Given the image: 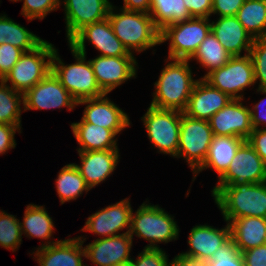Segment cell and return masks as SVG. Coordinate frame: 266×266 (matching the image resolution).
<instances>
[{
  "label": "cell",
  "mask_w": 266,
  "mask_h": 266,
  "mask_svg": "<svg viewBox=\"0 0 266 266\" xmlns=\"http://www.w3.org/2000/svg\"><path fill=\"white\" fill-rule=\"evenodd\" d=\"M189 60L173 59L165 65L155 82V92L150 106L184 112L191 92L198 80L192 78Z\"/></svg>",
  "instance_id": "cell-1"
},
{
  "label": "cell",
  "mask_w": 266,
  "mask_h": 266,
  "mask_svg": "<svg viewBox=\"0 0 266 266\" xmlns=\"http://www.w3.org/2000/svg\"><path fill=\"white\" fill-rule=\"evenodd\" d=\"M213 197L226 222L239 217L266 218V182L225 185Z\"/></svg>",
  "instance_id": "cell-2"
},
{
  "label": "cell",
  "mask_w": 266,
  "mask_h": 266,
  "mask_svg": "<svg viewBox=\"0 0 266 266\" xmlns=\"http://www.w3.org/2000/svg\"><path fill=\"white\" fill-rule=\"evenodd\" d=\"M114 9L115 7L112 5L107 18L114 34L130 53H132V49L141 53L161 44L160 31L149 14L122 8L120 13H114Z\"/></svg>",
  "instance_id": "cell-3"
},
{
  "label": "cell",
  "mask_w": 266,
  "mask_h": 266,
  "mask_svg": "<svg viewBox=\"0 0 266 266\" xmlns=\"http://www.w3.org/2000/svg\"><path fill=\"white\" fill-rule=\"evenodd\" d=\"M70 49L76 62L69 65H65L61 61L57 50L54 49L52 56L53 74L77 102L105 95L97 83L90 61H85V55L76 52L71 47Z\"/></svg>",
  "instance_id": "cell-4"
},
{
  "label": "cell",
  "mask_w": 266,
  "mask_h": 266,
  "mask_svg": "<svg viewBox=\"0 0 266 266\" xmlns=\"http://www.w3.org/2000/svg\"><path fill=\"white\" fill-rule=\"evenodd\" d=\"M134 234L150 242L145 248H160L156 243H168L178 238L179 228L174 217L158 205L143 203L134 214L131 213L129 235Z\"/></svg>",
  "instance_id": "cell-5"
},
{
  "label": "cell",
  "mask_w": 266,
  "mask_h": 266,
  "mask_svg": "<svg viewBox=\"0 0 266 266\" xmlns=\"http://www.w3.org/2000/svg\"><path fill=\"white\" fill-rule=\"evenodd\" d=\"M54 49L51 43L44 40L35 49L24 52L2 81L11 82L13 90L25 94L52 71Z\"/></svg>",
  "instance_id": "cell-6"
},
{
  "label": "cell",
  "mask_w": 266,
  "mask_h": 266,
  "mask_svg": "<svg viewBox=\"0 0 266 266\" xmlns=\"http://www.w3.org/2000/svg\"><path fill=\"white\" fill-rule=\"evenodd\" d=\"M209 20V18L192 17L189 20L166 26L161 30L160 43L170 41L167 60H190L211 31Z\"/></svg>",
  "instance_id": "cell-7"
},
{
  "label": "cell",
  "mask_w": 266,
  "mask_h": 266,
  "mask_svg": "<svg viewBox=\"0 0 266 266\" xmlns=\"http://www.w3.org/2000/svg\"><path fill=\"white\" fill-rule=\"evenodd\" d=\"M213 137L209 121L192 118L181 112L177 158L186 159L194 173L204 163Z\"/></svg>",
  "instance_id": "cell-8"
},
{
  "label": "cell",
  "mask_w": 266,
  "mask_h": 266,
  "mask_svg": "<svg viewBox=\"0 0 266 266\" xmlns=\"http://www.w3.org/2000/svg\"><path fill=\"white\" fill-rule=\"evenodd\" d=\"M142 121L153 146L158 148L160 153L177 158L181 112L149 106Z\"/></svg>",
  "instance_id": "cell-9"
},
{
  "label": "cell",
  "mask_w": 266,
  "mask_h": 266,
  "mask_svg": "<svg viewBox=\"0 0 266 266\" xmlns=\"http://www.w3.org/2000/svg\"><path fill=\"white\" fill-rule=\"evenodd\" d=\"M202 78L232 99H243V94L239 92L256 84L253 63L246 53L243 56H232L226 65L214 69Z\"/></svg>",
  "instance_id": "cell-10"
},
{
  "label": "cell",
  "mask_w": 266,
  "mask_h": 266,
  "mask_svg": "<svg viewBox=\"0 0 266 266\" xmlns=\"http://www.w3.org/2000/svg\"><path fill=\"white\" fill-rule=\"evenodd\" d=\"M218 179L219 182L212 190L213 196L225 185L266 182V163L245 140L238 148L229 168Z\"/></svg>",
  "instance_id": "cell-11"
},
{
  "label": "cell",
  "mask_w": 266,
  "mask_h": 266,
  "mask_svg": "<svg viewBox=\"0 0 266 266\" xmlns=\"http://www.w3.org/2000/svg\"><path fill=\"white\" fill-rule=\"evenodd\" d=\"M86 40L100 51L99 56H134L114 34L108 18L86 25L68 43L76 52L86 56Z\"/></svg>",
  "instance_id": "cell-12"
},
{
  "label": "cell",
  "mask_w": 266,
  "mask_h": 266,
  "mask_svg": "<svg viewBox=\"0 0 266 266\" xmlns=\"http://www.w3.org/2000/svg\"><path fill=\"white\" fill-rule=\"evenodd\" d=\"M23 106L24 111L62 107H67L71 111L77 106V101L51 71L24 94Z\"/></svg>",
  "instance_id": "cell-13"
},
{
  "label": "cell",
  "mask_w": 266,
  "mask_h": 266,
  "mask_svg": "<svg viewBox=\"0 0 266 266\" xmlns=\"http://www.w3.org/2000/svg\"><path fill=\"white\" fill-rule=\"evenodd\" d=\"M243 99H232L208 121L214 136H234L244 140L253 131L250 108L242 104Z\"/></svg>",
  "instance_id": "cell-14"
},
{
  "label": "cell",
  "mask_w": 266,
  "mask_h": 266,
  "mask_svg": "<svg viewBox=\"0 0 266 266\" xmlns=\"http://www.w3.org/2000/svg\"><path fill=\"white\" fill-rule=\"evenodd\" d=\"M132 237L129 232L98 238L84 247L85 258L96 266H129Z\"/></svg>",
  "instance_id": "cell-15"
},
{
  "label": "cell",
  "mask_w": 266,
  "mask_h": 266,
  "mask_svg": "<svg viewBox=\"0 0 266 266\" xmlns=\"http://www.w3.org/2000/svg\"><path fill=\"white\" fill-rule=\"evenodd\" d=\"M89 61L105 94L136 76L137 61L134 56H98Z\"/></svg>",
  "instance_id": "cell-16"
},
{
  "label": "cell",
  "mask_w": 266,
  "mask_h": 266,
  "mask_svg": "<svg viewBox=\"0 0 266 266\" xmlns=\"http://www.w3.org/2000/svg\"><path fill=\"white\" fill-rule=\"evenodd\" d=\"M131 213V204L125 198L89 216L81 231H89L103 236L101 238L120 235L119 232L124 228H127V232H129Z\"/></svg>",
  "instance_id": "cell-17"
},
{
  "label": "cell",
  "mask_w": 266,
  "mask_h": 266,
  "mask_svg": "<svg viewBox=\"0 0 266 266\" xmlns=\"http://www.w3.org/2000/svg\"><path fill=\"white\" fill-rule=\"evenodd\" d=\"M111 6L109 0H64L67 40L86 25L106 19Z\"/></svg>",
  "instance_id": "cell-18"
},
{
  "label": "cell",
  "mask_w": 266,
  "mask_h": 266,
  "mask_svg": "<svg viewBox=\"0 0 266 266\" xmlns=\"http://www.w3.org/2000/svg\"><path fill=\"white\" fill-rule=\"evenodd\" d=\"M107 94L98 98L85 99L77 102L87 104L82 119L85 122L99 125L105 129L112 130L116 135L130 125L128 115L110 101Z\"/></svg>",
  "instance_id": "cell-19"
},
{
  "label": "cell",
  "mask_w": 266,
  "mask_h": 266,
  "mask_svg": "<svg viewBox=\"0 0 266 266\" xmlns=\"http://www.w3.org/2000/svg\"><path fill=\"white\" fill-rule=\"evenodd\" d=\"M232 98L217 88L212 87L203 78L199 79L189 97L184 113L192 118L209 120Z\"/></svg>",
  "instance_id": "cell-20"
},
{
  "label": "cell",
  "mask_w": 266,
  "mask_h": 266,
  "mask_svg": "<svg viewBox=\"0 0 266 266\" xmlns=\"http://www.w3.org/2000/svg\"><path fill=\"white\" fill-rule=\"evenodd\" d=\"M81 165L75 164L86 184L92 189L106 180L119 162V150L78 151Z\"/></svg>",
  "instance_id": "cell-21"
},
{
  "label": "cell",
  "mask_w": 266,
  "mask_h": 266,
  "mask_svg": "<svg viewBox=\"0 0 266 266\" xmlns=\"http://www.w3.org/2000/svg\"><path fill=\"white\" fill-rule=\"evenodd\" d=\"M81 236L60 240L49 246L38 247L34 253L40 266H85L82 257L85 241Z\"/></svg>",
  "instance_id": "cell-22"
},
{
  "label": "cell",
  "mask_w": 266,
  "mask_h": 266,
  "mask_svg": "<svg viewBox=\"0 0 266 266\" xmlns=\"http://www.w3.org/2000/svg\"><path fill=\"white\" fill-rule=\"evenodd\" d=\"M190 250L181 254L208 261L213 254L224 245L230 237V227L227 225L223 229H216L209 225L194 226L188 237Z\"/></svg>",
  "instance_id": "cell-23"
},
{
  "label": "cell",
  "mask_w": 266,
  "mask_h": 266,
  "mask_svg": "<svg viewBox=\"0 0 266 266\" xmlns=\"http://www.w3.org/2000/svg\"><path fill=\"white\" fill-rule=\"evenodd\" d=\"M211 31L232 56H241L242 50L249 54L253 37L236 16H223L219 17L216 22L212 21Z\"/></svg>",
  "instance_id": "cell-24"
},
{
  "label": "cell",
  "mask_w": 266,
  "mask_h": 266,
  "mask_svg": "<svg viewBox=\"0 0 266 266\" xmlns=\"http://www.w3.org/2000/svg\"><path fill=\"white\" fill-rule=\"evenodd\" d=\"M228 224L230 237L241 252L266 244V218L239 217Z\"/></svg>",
  "instance_id": "cell-25"
},
{
  "label": "cell",
  "mask_w": 266,
  "mask_h": 266,
  "mask_svg": "<svg viewBox=\"0 0 266 266\" xmlns=\"http://www.w3.org/2000/svg\"><path fill=\"white\" fill-rule=\"evenodd\" d=\"M245 140L234 136H214L204 163L193 173L194 178L200 171L213 168L220 178L229 168L238 148Z\"/></svg>",
  "instance_id": "cell-26"
},
{
  "label": "cell",
  "mask_w": 266,
  "mask_h": 266,
  "mask_svg": "<svg viewBox=\"0 0 266 266\" xmlns=\"http://www.w3.org/2000/svg\"><path fill=\"white\" fill-rule=\"evenodd\" d=\"M71 129L81 146L77 151L118 149L116 134L110 129L85 122L83 119L80 122L72 123Z\"/></svg>",
  "instance_id": "cell-27"
},
{
  "label": "cell",
  "mask_w": 266,
  "mask_h": 266,
  "mask_svg": "<svg viewBox=\"0 0 266 266\" xmlns=\"http://www.w3.org/2000/svg\"><path fill=\"white\" fill-rule=\"evenodd\" d=\"M21 232L22 234L25 233L29 238L33 237L47 240L41 247L49 246L60 241H48L52 236V232H54V223L45 207L36 204L27 205L23 222L21 223Z\"/></svg>",
  "instance_id": "cell-28"
},
{
  "label": "cell",
  "mask_w": 266,
  "mask_h": 266,
  "mask_svg": "<svg viewBox=\"0 0 266 266\" xmlns=\"http://www.w3.org/2000/svg\"><path fill=\"white\" fill-rule=\"evenodd\" d=\"M149 15L159 31L192 18L183 0H150Z\"/></svg>",
  "instance_id": "cell-29"
},
{
  "label": "cell",
  "mask_w": 266,
  "mask_h": 266,
  "mask_svg": "<svg viewBox=\"0 0 266 266\" xmlns=\"http://www.w3.org/2000/svg\"><path fill=\"white\" fill-rule=\"evenodd\" d=\"M43 41L5 14L0 16V44H12L27 52L38 47Z\"/></svg>",
  "instance_id": "cell-30"
},
{
  "label": "cell",
  "mask_w": 266,
  "mask_h": 266,
  "mask_svg": "<svg viewBox=\"0 0 266 266\" xmlns=\"http://www.w3.org/2000/svg\"><path fill=\"white\" fill-rule=\"evenodd\" d=\"M55 182L61 204L75 200L84 191L88 192L91 190L74 163L62 167Z\"/></svg>",
  "instance_id": "cell-31"
},
{
  "label": "cell",
  "mask_w": 266,
  "mask_h": 266,
  "mask_svg": "<svg viewBox=\"0 0 266 266\" xmlns=\"http://www.w3.org/2000/svg\"><path fill=\"white\" fill-rule=\"evenodd\" d=\"M231 57L232 55L225 50L214 33L210 31L190 60L196 59L202 67L209 70L208 74L214 69L226 65Z\"/></svg>",
  "instance_id": "cell-32"
},
{
  "label": "cell",
  "mask_w": 266,
  "mask_h": 266,
  "mask_svg": "<svg viewBox=\"0 0 266 266\" xmlns=\"http://www.w3.org/2000/svg\"><path fill=\"white\" fill-rule=\"evenodd\" d=\"M236 17L253 38L266 34V0H246Z\"/></svg>",
  "instance_id": "cell-33"
},
{
  "label": "cell",
  "mask_w": 266,
  "mask_h": 266,
  "mask_svg": "<svg viewBox=\"0 0 266 266\" xmlns=\"http://www.w3.org/2000/svg\"><path fill=\"white\" fill-rule=\"evenodd\" d=\"M21 103L24 104V94L0 80V124H10L21 129Z\"/></svg>",
  "instance_id": "cell-34"
},
{
  "label": "cell",
  "mask_w": 266,
  "mask_h": 266,
  "mask_svg": "<svg viewBox=\"0 0 266 266\" xmlns=\"http://www.w3.org/2000/svg\"><path fill=\"white\" fill-rule=\"evenodd\" d=\"M21 241V222L14 215L0 211V246L14 252Z\"/></svg>",
  "instance_id": "cell-35"
},
{
  "label": "cell",
  "mask_w": 266,
  "mask_h": 266,
  "mask_svg": "<svg viewBox=\"0 0 266 266\" xmlns=\"http://www.w3.org/2000/svg\"><path fill=\"white\" fill-rule=\"evenodd\" d=\"M253 67L255 82L259 80V89H266V34L253 38L249 51Z\"/></svg>",
  "instance_id": "cell-36"
},
{
  "label": "cell",
  "mask_w": 266,
  "mask_h": 266,
  "mask_svg": "<svg viewBox=\"0 0 266 266\" xmlns=\"http://www.w3.org/2000/svg\"><path fill=\"white\" fill-rule=\"evenodd\" d=\"M208 266H245L241 251L230 238L207 261Z\"/></svg>",
  "instance_id": "cell-37"
},
{
  "label": "cell",
  "mask_w": 266,
  "mask_h": 266,
  "mask_svg": "<svg viewBox=\"0 0 266 266\" xmlns=\"http://www.w3.org/2000/svg\"><path fill=\"white\" fill-rule=\"evenodd\" d=\"M23 1V0H15ZM21 15L25 16L27 20L33 19L42 20L48 13L55 11L60 6V0H24Z\"/></svg>",
  "instance_id": "cell-38"
},
{
  "label": "cell",
  "mask_w": 266,
  "mask_h": 266,
  "mask_svg": "<svg viewBox=\"0 0 266 266\" xmlns=\"http://www.w3.org/2000/svg\"><path fill=\"white\" fill-rule=\"evenodd\" d=\"M24 51L12 44H0V80H3L18 62Z\"/></svg>",
  "instance_id": "cell-39"
},
{
  "label": "cell",
  "mask_w": 266,
  "mask_h": 266,
  "mask_svg": "<svg viewBox=\"0 0 266 266\" xmlns=\"http://www.w3.org/2000/svg\"><path fill=\"white\" fill-rule=\"evenodd\" d=\"M129 266H168V258L160 248H145L139 253L135 261L132 259Z\"/></svg>",
  "instance_id": "cell-40"
},
{
  "label": "cell",
  "mask_w": 266,
  "mask_h": 266,
  "mask_svg": "<svg viewBox=\"0 0 266 266\" xmlns=\"http://www.w3.org/2000/svg\"><path fill=\"white\" fill-rule=\"evenodd\" d=\"M246 0H213L212 14H217L219 17L236 16L239 9Z\"/></svg>",
  "instance_id": "cell-41"
},
{
  "label": "cell",
  "mask_w": 266,
  "mask_h": 266,
  "mask_svg": "<svg viewBox=\"0 0 266 266\" xmlns=\"http://www.w3.org/2000/svg\"><path fill=\"white\" fill-rule=\"evenodd\" d=\"M191 17L209 18L213 0H183Z\"/></svg>",
  "instance_id": "cell-42"
},
{
  "label": "cell",
  "mask_w": 266,
  "mask_h": 266,
  "mask_svg": "<svg viewBox=\"0 0 266 266\" xmlns=\"http://www.w3.org/2000/svg\"><path fill=\"white\" fill-rule=\"evenodd\" d=\"M245 266H266V244L241 252Z\"/></svg>",
  "instance_id": "cell-43"
},
{
  "label": "cell",
  "mask_w": 266,
  "mask_h": 266,
  "mask_svg": "<svg viewBox=\"0 0 266 266\" xmlns=\"http://www.w3.org/2000/svg\"><path fill=\"white\" fill-rule=\"evenodd\" d=\"M18 130L20 131L17 126L0 124V155L16 147L14 136Z\"/></svg>",
  "instance_id": "cell-44"
},
{
  "label": "cell",
  "mask_w": 266,
  "mask_h": 266,
  "mask_svg": "<svg viewBox=\"0 0 266 266\" xmlns=\"http://www.w3.org/2000/svg\"><path fill=\"white\" fill-rule=\"evenodd\" d=\"M247 142L266 163V128L253 129L250 136L247 138Z\"/></svg>",
  "instance_id": "cell-45"
},
{
  "label": "cell",
  "mask_w": 266,
  "mask_h": 266,
  "mask_svg": "<svg viewBox=\"0 0 266 266\" xmlns=\"http://www.w3.org/2000/svg\"><path fill=\"white\" fill-rule=\"evenodd\" d=\"M257 92H261L266 95V89H257ZM265 99H261L257 104H254V106L250 109L251 113V118H252V126L253 129H260V125L263 124V129L264 125H266V102L264 103ZM264 104V107H263ZM260 106H262L264 109V112L260 111ZM262 112V113H261ZM265 113V114H264Z\"/></svg>",
  "instance_id": "cell-46"
},
{
  "label": "cell",
  "mask_w": 266,
  "mask_h": 266,
  "mask_svg": "<svg viewBox=\"0 0 266 266\" xmlns=\"http://www.w3.org/2000/svg\"><path fill=\"white\" fill-rule=\"evenodd\" d=\"M168 266H208L207 261L190 257L184 254H178Z\"/></svg>",
  "instance_id": "cell-47"
},
{
  "label": "cell",
  "mask_w": 266,
  "mask_h": 266,
  "mask_svg": "<svg viewBox=\"0 0 266 266\" xmlns=\"http://www.w3.org/2000/svg\"><path fill=\"white\" fill-rule=\"evenodd\" d=\"M122 9L128 11L144 12L149 14L150 0H123Z\"/></svg>",
  "instance_id": "cell-48"
}]
</instances>
